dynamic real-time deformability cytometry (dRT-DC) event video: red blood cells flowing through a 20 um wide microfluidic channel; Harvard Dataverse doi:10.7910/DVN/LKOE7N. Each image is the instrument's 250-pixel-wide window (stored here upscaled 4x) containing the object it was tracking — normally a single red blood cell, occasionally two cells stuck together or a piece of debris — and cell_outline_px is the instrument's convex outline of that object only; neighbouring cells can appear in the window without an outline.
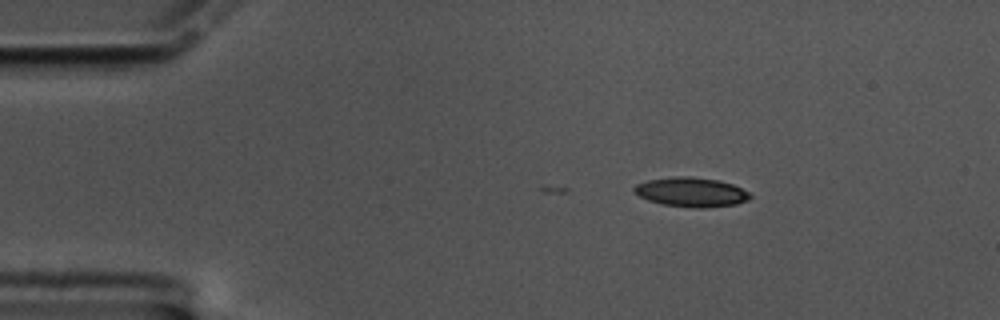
{"species": "common noctule bat (a hibernating species)", "species_latin": "Nyctalus noctula", "temperature_condition": "cold", "stored_images_in_passage": 2, "camera_frame_rate_fps": 3000, "um_per_image_px": 0.085, "animal": {"sex": "male", "body_mass_g": 17.5, "forearm_length_mm": 52.3}, "frame": {"image": 1, "passage_image": 2, "time_ms": 0.333, "image_size_px": [1000, 320], "cell_outline_px": [[752, 196], [748, 200], [736, 204], [704, 208], [696, 208], [664, 204], [648, 200], [640, 196], [632, 188], [636, 184], [648, 180], [676, 176], [688, 176], [716, 180], [732, 184], [748, 192]], "centroid_in_image_um": [58.76, 16.33], "position_along_channel_um": 26.2, "area_um2": 19.59}}